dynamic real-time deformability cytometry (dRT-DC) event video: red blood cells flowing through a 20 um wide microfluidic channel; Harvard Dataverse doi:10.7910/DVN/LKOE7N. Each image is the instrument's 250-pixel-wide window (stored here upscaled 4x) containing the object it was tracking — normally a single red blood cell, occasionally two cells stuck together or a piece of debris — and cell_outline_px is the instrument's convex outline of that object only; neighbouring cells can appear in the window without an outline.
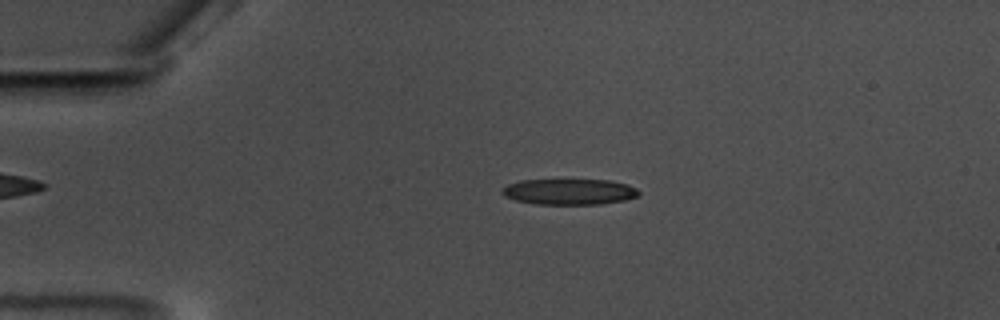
{"species": "common noctule bat (a hibernating species)", "species_latin": "Nyctalus noctula", "temperature_condition": "warm", "stored_images_in_passage": 50, "camera_frame_rate_fps": 3000, "um_per_image_px": 0.085, "animal": {"sex": "male", "body_mass_g": 17.5, "forearm_length_mm": 52.3}, "frame": {"image": 1, "passage_image": 5, "time_ms": 1.333, "image_size_px": [1000, 320], "cell_outline_px": [[640, 192], [636, 196], [624, 200], [600, 204], [536, 204], [516, 200], [504, 196], [500, 192], [500, 188], [508, 184], [520, 180], [608, 180], [628, 184], [636, 188]], "centroid_in_image_um": [48.35, 16.29], "position_along_channel_um": 36.7, "area_um2": 20.58}}
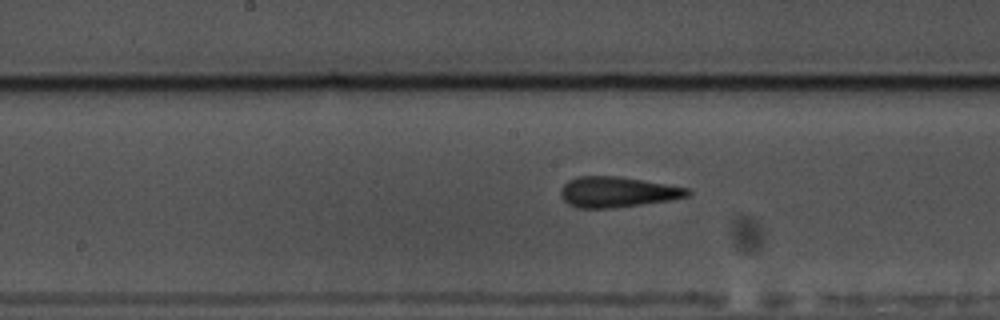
{"frame": {"image": 2, "passage_image": 22, "time_ms": 7.0, "image_size_px": [1000, 320], "cell_outline_px": [[692, 192], [688, 196], [672, 200], [612, 208], [580, 208], [568, 204], [560, 196], [560, 188], [568, 180], [576, 176], [620, 176], [688, 188]], "centroid_in_image_um": [52.45, 16.32], "position_along_channel_um": 195.7, "area_um2": 22.66}}
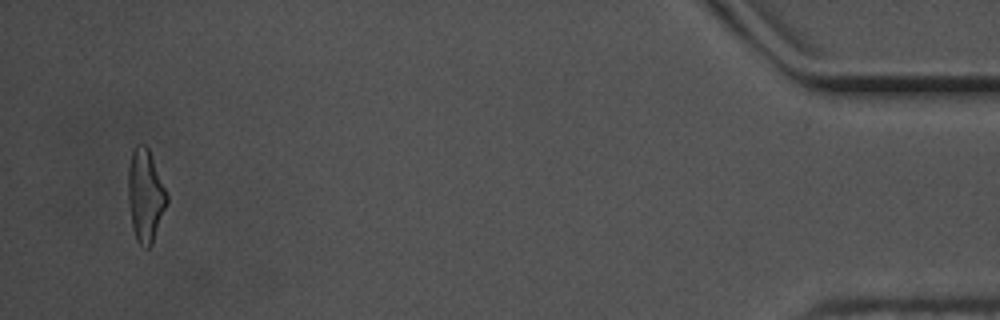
{"frame": {"image": 3, "passage_image": 48, "time_ms": 15.667, "image_size_px": [1000, 320], "cell_outline_px": [[168, 200], [152, 244], [148, 248], [144, 248], [136, 240], [132, 228], [128, 200], [128, 168], [132, 148], [136, 144], [144, 144], [148, 148], [168, 192]], "centroid_in_image_um": [12.35, 16.6], "position_along_channel_um": 422.8, "area_um2": 21.1}, "authors_computed_cell_mechanics": {"area_um2": 21.1259, "velocity_mm_per_s": 3.5326, "shape_relaxation_time_tau1_ms": 5.0829, "shape_relaxation_time_tau2_ms": 1.7915, "deformation_change_tau1": 0.1845, "deformation_change_tau2": 0.1328}}